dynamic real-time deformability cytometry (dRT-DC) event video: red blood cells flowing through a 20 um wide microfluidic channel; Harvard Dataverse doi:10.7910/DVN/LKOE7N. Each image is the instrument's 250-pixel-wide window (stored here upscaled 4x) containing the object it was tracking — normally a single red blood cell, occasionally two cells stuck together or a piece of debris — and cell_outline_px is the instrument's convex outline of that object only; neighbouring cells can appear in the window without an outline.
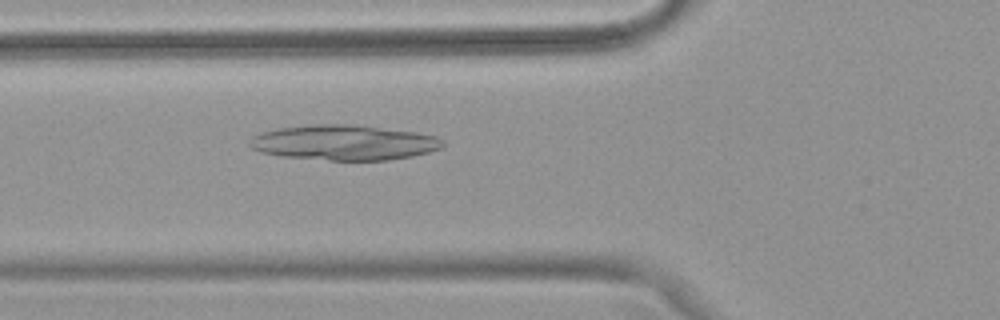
{"species": "common noctule bat (a hibernating species)", "species_latin": "Nyctalus noctula", "temperature_condition": "warm", "stored_images_in_passage": 51, "camera_frame_rate_fps": 3000, "um_per_image_px": 0.085, "animal": {"sex": "female", "body_mass_g": 18.4}, "frame": {"image": 1, "passage_image": 19, "time_ms": 6.0, "image_size_px": [1000, 320], "cell_outline_px": [[444, 144], [440, 148], [428, 152], [412, 156], [388, 160], [328, 160], [280, 156], [260, 152], [252, 148], [248, 144], [248, 140], [252, 136], [260, 132], [280, 128], [312, 124], [352, 124], [416, 132], [436, 136], [444, 140]], "centroid_in_image_um": [29.21, 12.11], "position_along_channel_um": 96.6, "area_um2": 39.71}}
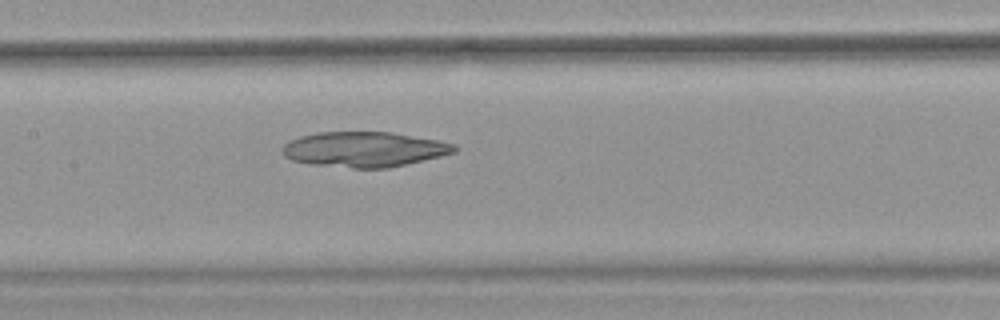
{"frame": {"image": 2, "passage_image": 25, "time_ms": 8.0, "image_size_px": [1000, 320], "cell_outline_px": [[460, 148], [456, 152], [440, 156], [388, 168], [352, 168], [312, 164], [292, 160], [284, 156], [280, 152], [280, 148], [288, 140], [300, 136], [316, 132], [392, 132], [436, 140], [456, 144]], "centroid_in_image_um": [30.92, 12.69], "position_along_channel_um": 176.5, "area_um2": 35.43}}
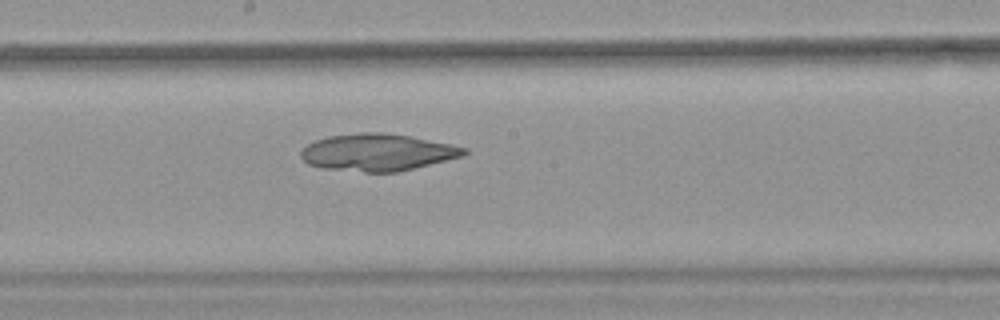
{"frame": {"image": 3, "passage_image": 28, "time_ms": 9.0, "image_size_px": [1000, 320], "cell_outline_px": [[468, 152], [464, 156], [396, 172], [364, 172], [320, 168], [308, 164], [300, 156], [300, 152], [308, 144], [316, 140], [328, 136], [360, 132], [380, 132], [408, 136], [452, 144], [468, 148]], "centroid_in_image_um": [32.08, 12.95], "position_along_channel_um": 216.1, "area_um2": 35.2}}